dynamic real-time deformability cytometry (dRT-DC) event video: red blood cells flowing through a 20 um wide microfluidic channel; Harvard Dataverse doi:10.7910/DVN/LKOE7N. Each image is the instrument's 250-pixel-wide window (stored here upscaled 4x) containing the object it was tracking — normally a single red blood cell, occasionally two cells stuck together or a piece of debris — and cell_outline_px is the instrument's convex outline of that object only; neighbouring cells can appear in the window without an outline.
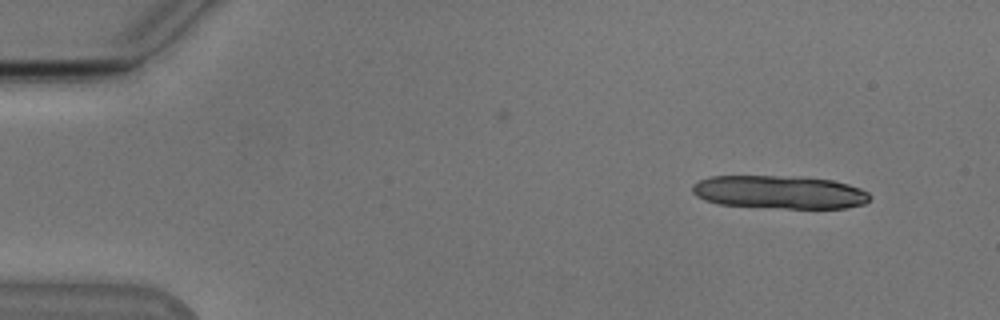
{"species": "Egyptian fruit bat (a non-hibernating species)", "species_latin": "Rousettus aegyptiacus", "temperature_condition": "cold", "stored_images_in_passage": 11, "camera_frame_rate_fps": 3000, "um_per_image_px": 0.085, "animal": {"sex": "male"}, "frame": {"image": 1, "passage_image": 1, "time_ms": 0.0, "image_size_px": [1000, 320], "cell_outline_px": [[868, 200], [864, 204], [844, 208], [788, 208], [720, 204], [704, 200], [696, 196], [692, 192], [692, 184], [708, 176], [800, 176], [832, 180], [848, 184], [860, 188], [868, 192]], "centroid_in_image_um": [66.23, 16.32], "position_along_channel_um": 18.8, "area_um2": 34.28}}